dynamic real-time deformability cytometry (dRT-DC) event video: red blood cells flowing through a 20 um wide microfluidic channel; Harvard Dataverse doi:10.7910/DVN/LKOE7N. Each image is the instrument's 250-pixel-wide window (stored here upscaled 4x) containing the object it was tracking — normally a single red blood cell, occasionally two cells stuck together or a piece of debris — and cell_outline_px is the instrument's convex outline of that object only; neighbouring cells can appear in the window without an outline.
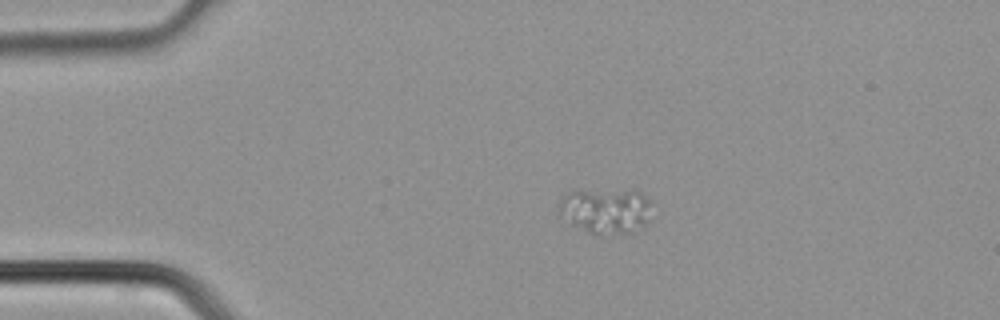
{"species": "common noctule bat (a hibernating species)", "species_latin": "Nyctalus noctula", "temperature_condition": "cold", "stored_images_in_passage": 40, "camera_frame_rate_fps": 3000, "um_per_image_px": 0.085, "animal": {"sex": "male", "body_mass_g": 21.5, "forearm_length_mm": 52.0}, "frame": {"image": 1, "passage_image": 9, "time_ms": 2.667, "image_size_px": [1000, 320], "cell_outline_px": [[648, 220], [644, 224], [632, 232], [588, 232], [572, 224], [560, 216], [560, 200], [572, 188], [576, 188], [640, 192], [648, 200]], "centroid_in_image_um": [51.4, 17.85], "position_along_channel_um": 33.6, "area_um2": 23.93}}
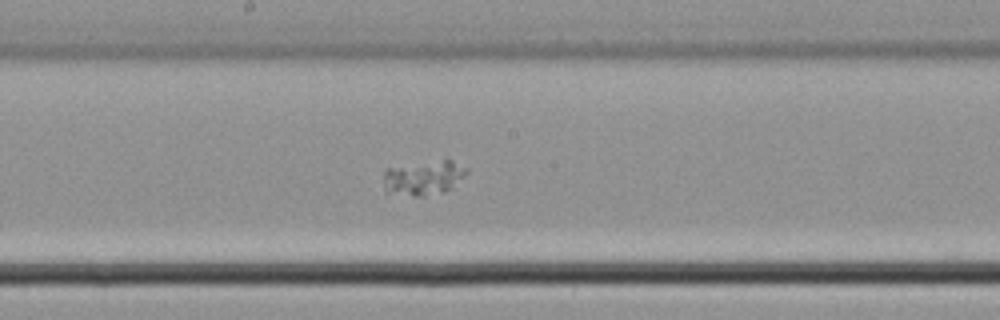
{"frame": {"image": 2, "passage_image": 22, "time_ms": 7.0, "image_size_px": [1000, 320], "cell_outline_px": [[468, 172], [452, 188], [444, 192], [424, 196], [412, 196], [384, 192], [384, 172], [388, 168], [444, 160], [452, 160], [468, 168]], "centroid_in_image_um": [36.02, 15.14], "position_along_channel_um": 212.2, "area_um2": 16.59}}
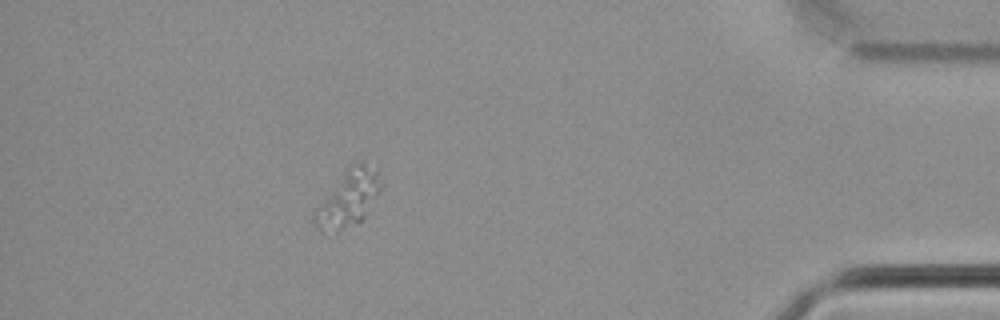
{"frame": {"image": 3, "passage_image": 36, "time_ms": 11.667, "image_size_px": [1000, 320], "cell_outline_px": [[380, 192], [364, 216], [360, 220], [340, 228], [320, 232], [316, 228], [312, 220], [312, 208], [344, 172], [352, 164], [360, 160], [376, 168], [380, 184]], "centroid_in_image_um": [29.53, 16.83], "position_along_channel_um": 405.7, "area_um2": 21.56}}